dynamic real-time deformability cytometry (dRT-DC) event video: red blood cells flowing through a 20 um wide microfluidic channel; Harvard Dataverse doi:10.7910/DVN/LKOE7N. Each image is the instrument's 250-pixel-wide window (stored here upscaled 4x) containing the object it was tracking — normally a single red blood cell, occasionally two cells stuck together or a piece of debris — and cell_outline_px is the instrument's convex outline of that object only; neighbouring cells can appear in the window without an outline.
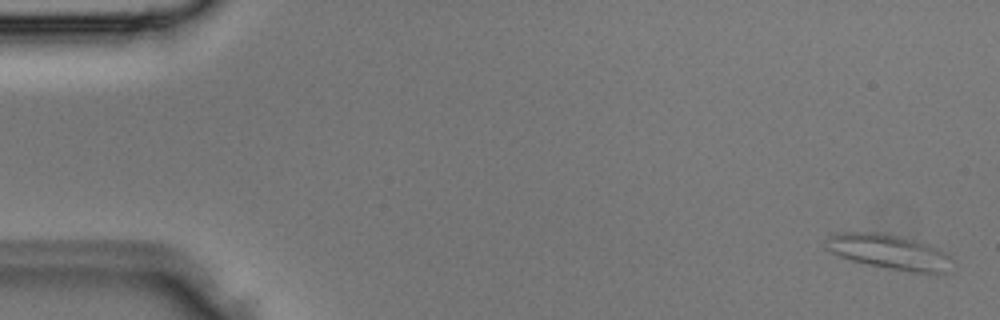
{"species": "Egyptian fruit bat (a non-hibernating species)", "species_latin": "Rousettus aegyptiacus", "temperature_condition": "room temperature", "stored_images_in_passage": 4, "camera_frame_rate_fps": 3000, "um_per_image_px": 0.085, "animal": {"sex": "male"}, "frame": {"image": 1, "passage_image": 1, "time_ms": 0.0, "image_size_px": [1000, 320], "cell_outline_px": [[956, 260], [952, 272], [916, 272], [888, 268], [868, 264], [852, 260], [840, 256], [824, 248], [824, 240], [828, 236], [840, 232], [876, 232], [896, 236], [928, 244], [944, 252]], "centroid_in_image_um": [75.6, 21.41], "position_along_channel_um": 9.4, "area_um2": 25.61}}
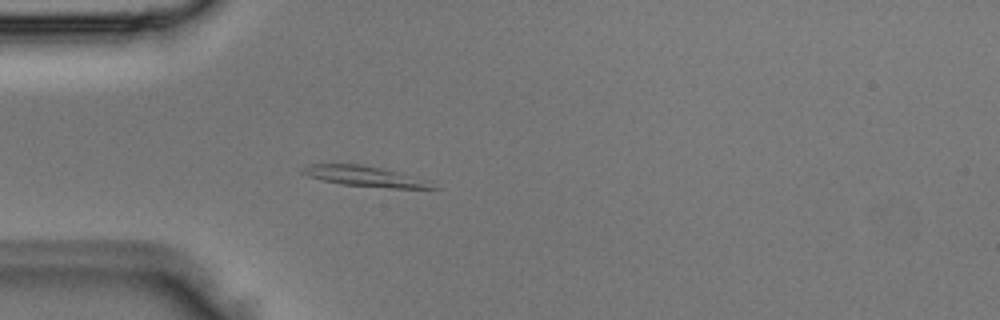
{"frame": {"image": 2, "passage_image": 4, "time_ms": 1.0, "image_size_px": [1000, 320], "cell_outline_px": [[440, 188], [392, 188], [344, 184], [324, 180], [308, 176], [300, 172], [300, 168], [308, 164], [360, 164], [384, 168], [396, 172]], "centroid_in_image_um": [30.8, 14.96], "position_along_channel_um": 54.2, "area_um2": 14.68}}